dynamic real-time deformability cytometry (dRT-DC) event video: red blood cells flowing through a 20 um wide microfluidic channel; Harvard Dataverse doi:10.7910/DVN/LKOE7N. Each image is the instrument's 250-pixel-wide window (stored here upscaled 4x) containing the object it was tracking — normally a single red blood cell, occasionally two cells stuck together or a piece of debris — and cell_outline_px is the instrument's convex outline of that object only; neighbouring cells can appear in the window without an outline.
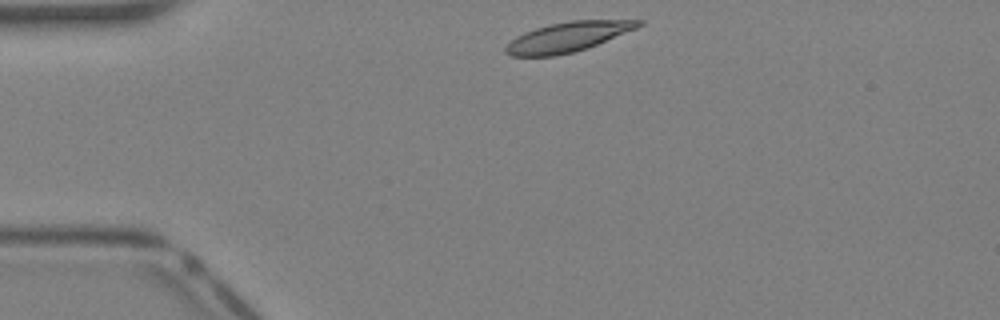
{"species": "Egyptian fruit bat (a non-hibernating species)", "species_latin": "Rousettus aegyptiacus", "temperature_condition": "warm", "stored_images_in_passage": 32, "camera_frame_rate_fps": 3000, "um_per_image_px": 0.085, "animal": {"sex": "female"}, "frame": {"image": 1, "passage_image": 1, "time_ms": 0.0, "image_size_px": [1000, 320], "cell_outline_px": [[644, 24], [636, 28], [588, 48], [556, 56], [512, 56], [504, 52], [504, 48], [516, 36], [524, 32], [536, 28], [552, 24], [572, 20], [644, 20]], "centroid_in_image_um": [48.26, 3.14], "position_along_channel_um": 36.7, "area_um2": 22.83}}
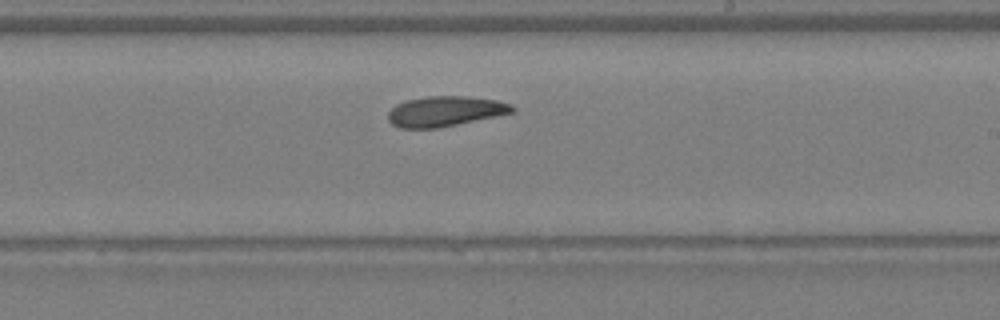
{"frame": {"image": 2, "passage_image": 16, "time_ms": 5.0, "image_size_px": [1000, 320], "cell_outline_px": [[516, 112], [440, 128], [400, 128], [392, 124], [388, 120], [388, 112], [396, 104], [408, 100], [424, 96], [464, 96], [496, 100], [512, 104], [516, 108]], "centroid_in_image_um": [37.86, 9.46], "position_along_channel_um": 251.1, "area_um2": 22.02}}
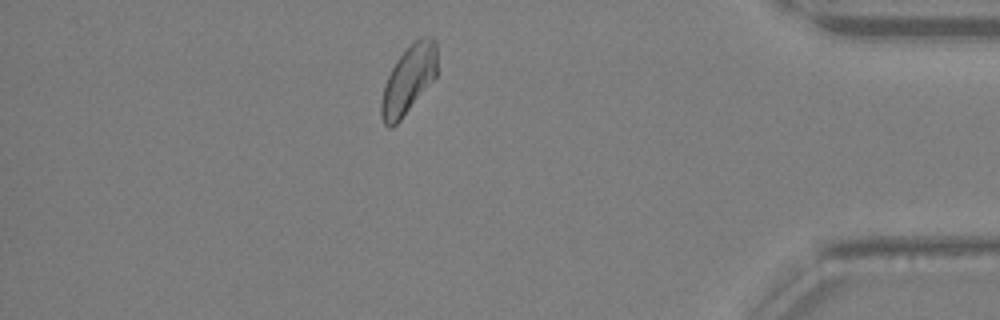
{"frame": {"image": 3, "passage_image": 27, "time_ms": 8.667, "image_size_px": [1000, 320], "cell_outline_px": [[436, 76], [400, 120], [392, 128], [388, 128], [384, 124], [380, 116], [380, 104], [384, 84], [396, 60], [420, 36], [432, 36], [436, 40]], "centroid_in_image_um": [34.7, 6.78], "position_along_channel_um": 400.5, "area_um2": 21.96}}